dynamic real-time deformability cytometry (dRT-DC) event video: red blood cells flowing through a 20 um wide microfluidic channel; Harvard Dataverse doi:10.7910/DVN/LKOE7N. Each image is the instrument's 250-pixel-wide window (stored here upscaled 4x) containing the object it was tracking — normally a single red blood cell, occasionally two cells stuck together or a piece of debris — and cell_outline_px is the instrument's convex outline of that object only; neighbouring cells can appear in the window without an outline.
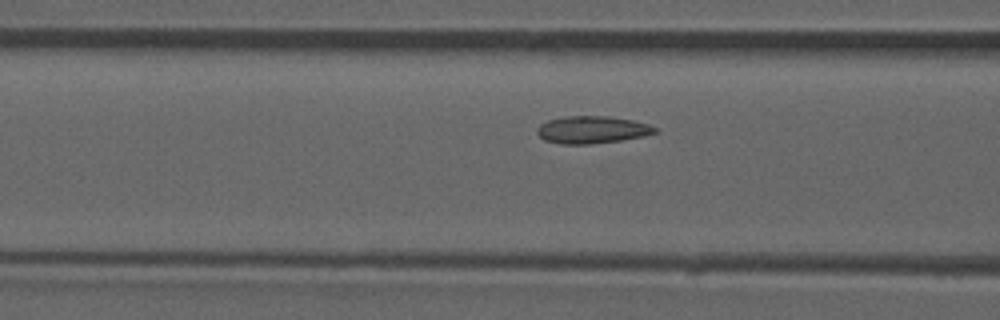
{"species": "common noctule bat (a hibernating species)", "species_latin": "Nyctalus noctula", "temperature_condition": "room temperature", "stored_images_in_passage": 22, "camera_frame_rate_fps": 3000, "um_per_image_px": 0.085, "animal": {"sex": "male", "forearm_length_mm": 52.5}, "frame": {"image": 1, "passage_image": 7, "time_ms": 2.0, "image_size_px": [1000, 320], "cell_outline_px": [[660, 132], [644, 136], [620, 140], [592, 144], [560, 144], [544, 140], [536, 132], [536, 128], [540, 124], [548, 120], [564, 116], [608, 116], [632, 120], [648, 124], [656, 128]], "centroid_in_image_um": [50.32, 11.03], "position_along_channel_um": 116.3, "area_um2": 18.9}}